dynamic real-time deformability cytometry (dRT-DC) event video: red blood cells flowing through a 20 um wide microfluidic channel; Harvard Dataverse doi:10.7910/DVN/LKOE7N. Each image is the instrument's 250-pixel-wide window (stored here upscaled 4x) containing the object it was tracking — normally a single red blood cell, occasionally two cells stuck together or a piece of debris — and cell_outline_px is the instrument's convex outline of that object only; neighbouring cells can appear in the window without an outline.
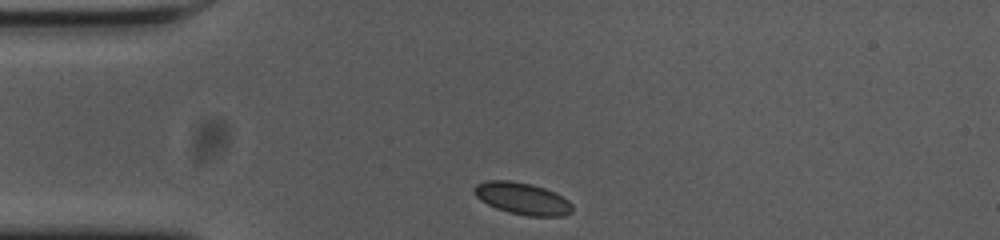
{"species": "common noctule bat (a hibernating species)", "species_latin": "Nyctalus noctula", "temperature_condition": "cold", "stored_images_in_passage": 33, "camera_frame_rate_fps": 3000, "um_per_image_px": 0.085, "animal": {"sex": "female", "body_mass_g": 23.0, "forearm_length_mm": 53.4}, "frame": {"image": 1, "passage_image": 1, "time_ms": 0.0, "image_size_px": [1000, 240], "cell_outline_px": [[572, 212], [564, 216], [528, 216], [508, 212], [496, 208], [480, 200], [472, 192], [472, 188], [476, 184], [488, 180], [512, 180], [532, 184], [544, 188], [568, 200], [572, 204]], "centroid_in_image_um": [44.36, 16.87], "position_along_channel_um": 40.6, "area_um2": 18.32}}
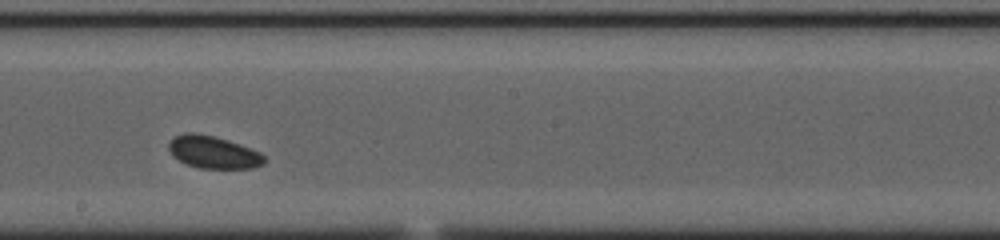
{"frame": {"image": 2, "passage_image": 19, "time_ms": 6.0, "image_size_px": [1000, 240], "cell_outline_px": [[264, 164], [252, 168], [200, 168], [188, 164], [172, 156], [168, 148], [168, 144], [172, 136], [184, 132], [196, 132], [228, 140], [240, 144], [260, 152], [264, 156]], "centroid_in_image_um": [18.09, 12.92], "position_along_channel_um": 230.1, "area_um2": 18.09}}
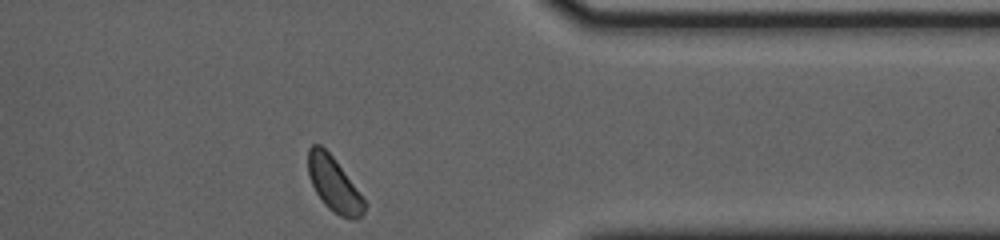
{"frame": {"image": 3, "passage_image": 33, "time_ms": 10.667, "image_size_px": [1000, 240], "cell_outline_px": [[368, 204], [364, 212], [356, 220], [352, 220], [340, 216], [332, 212], [324, 204], [316, 192], [308, 176], [308, 148], [312, 144], [320, 144], [332, 156]], "centroid_in_image_um": [28.38, 15.7], "position_along_channel_um": 383.0, "area_um2": 17.86}, "authors_computed_cell_mechanics": {"area_um2": 17.9758, "velocity_mm_per_s": 3.5803, "shape_relaxation_time_tau1_ms": null, "shape_relaxation_time_tau2_ms": 9.4592, "deformation_change_tau1": null, "deformation_change_tau2": 0.1202}}